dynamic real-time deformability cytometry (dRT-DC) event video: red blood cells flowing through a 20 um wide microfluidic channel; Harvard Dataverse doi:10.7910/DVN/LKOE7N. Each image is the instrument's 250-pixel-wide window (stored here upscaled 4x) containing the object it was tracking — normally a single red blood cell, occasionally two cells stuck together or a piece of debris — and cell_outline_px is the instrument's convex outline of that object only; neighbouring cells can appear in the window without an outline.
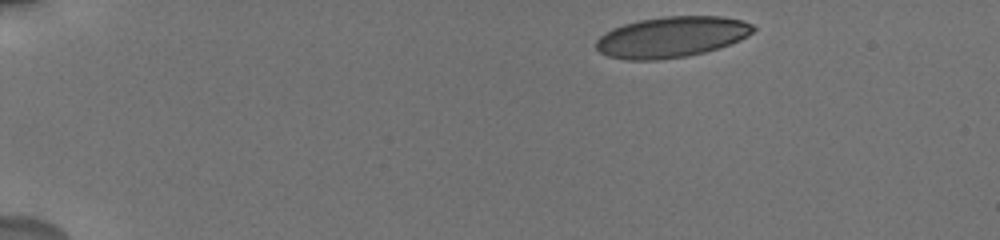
{"species": "human", "species_latin": "Homo sapiens", "temperature_condition": "cold", "stored_images_in_passage": 57, "camera_frame_rate_fps": 3000, "um_per_image_px": 0.085, "donor": {"sex": "male"}, "frame": {"image": 1, "passage_image": 1, "time_ms": 0.0, "image_size_px": [1000, 240], "cell_outline_px": [[756, 28], [748, 36], [740, 40], [720, 48], [688, 56], [656, 60], [624, 60], [608, 56], [600, 52], [596, 48], [596, 40], [604, 32], [612, 28], [624, 24], [640, 20], [664, 16], [724, 16], [744, 20], [752, 24]], "centroid_in_image_um": [57.09, 3.14], "position_along_channel_um": 27.9, "area_um2": 37.69}}
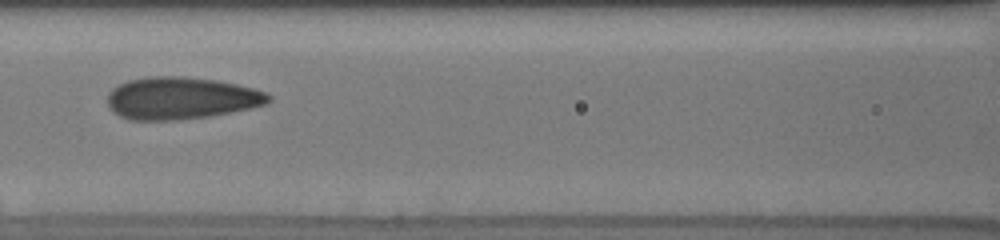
{"frame": {"image": 2, "passage_image": 17, "time_ms": 6.0, "image_size_px": [1000, 240], "cell_outline_px": [[272, 100], [264, 104], [248, 108], [208, 116], [176, 120], [128, 120], [112, 112], [108, 104], [108, 92], [112, 88], [128, 80], [148, 76], [184, 76], [216, 80], [236, 84], [252, 88], [264, 92], [272, 96]], "centroid_in_image_um": [15.34, 8.34], "position_along_channel_um": 151.3, "area_um2": 39.54}}
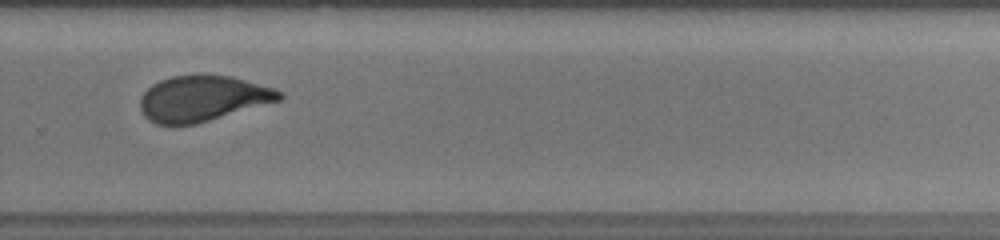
{"frame": {"image": 3, "passage_image": 35, "time_ms": 10.333, "image_size_px": [1000, 240], "cell_outline_px": [[284, 96], [280, 100], [196, 124], [156, 124], [148, 120], [144, 116], [140, 108], [140, 96], [152, 84], [160, 80], [172, 76], [232, 76], [272, 88], [284, 92]], "centroid_in_image_um": [17.2, 8.38], "position_along_channel_um": 312.6, "area_um2": 36.59}, "authors_computed_cell_mechanics": {"area_um2": 37.3388, "velocity_mm_per_s": 3.7387, "shape_relaxation_time_tau1_ms": 6.2432, "shape_relaxation_time_tau2_ms": 1.02, "deformation_change_tau1": 0.1526, "deformation_change_tau2": 0.0716}}